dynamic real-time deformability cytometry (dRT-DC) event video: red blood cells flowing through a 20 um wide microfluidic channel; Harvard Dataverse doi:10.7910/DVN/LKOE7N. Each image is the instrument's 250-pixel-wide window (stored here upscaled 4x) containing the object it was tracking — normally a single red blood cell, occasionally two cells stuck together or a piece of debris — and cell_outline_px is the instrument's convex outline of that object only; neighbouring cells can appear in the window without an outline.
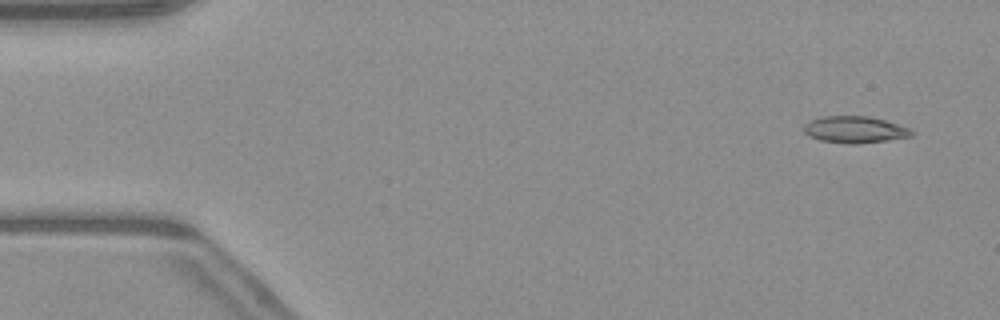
{"species": "common noctule bat (a hibernating species)", "species_latin": "Nyctalus noctula", "temperature_condition": "warm", "stored_images_in_passage": 50, "camera_frame_rate_fps": 3000, "um_per_image_px": 0.085, "animal": {"sex": "male", "body_mass_g": 23.1, "forearm_length_mm": 52.7}, "frame": {"image": 1, "passage_image": 3, "time_ms": 0.667, "image_size_px": [1000, 320], "cell_outline_px": [[912, 136], [888, 140], [856, 144], [852, 144], [820, 140], [808, 136], [804, 132], [804, 124], [808, 120], [820, 116], [868, 116], [884, 120], [912, 128]], "centroid_in_image_um": [72.63, 11.01], "position_along_channel_um": 12.4, "area_um2": 16.88}}
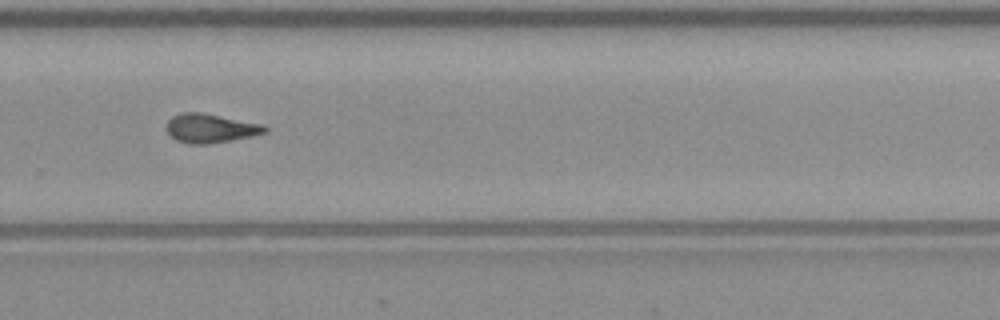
{"frame": {"image": 2, "passage_image": 34, "time_ms": 11.0, "image_size_px": [1000, 320], "cell_outline_px": [[268, 132], [252, 136], [232, 140], [204, 144], [188, 144], [176, 140], [168, 132], [168, 120], [172, 116], [184, 112], [200, 112], [260, 124], [268, 128]], "centroid_in_image_um": [17.89, 10.91], "position_along_channel_um": 311.9, "area_um2": 16.3}}
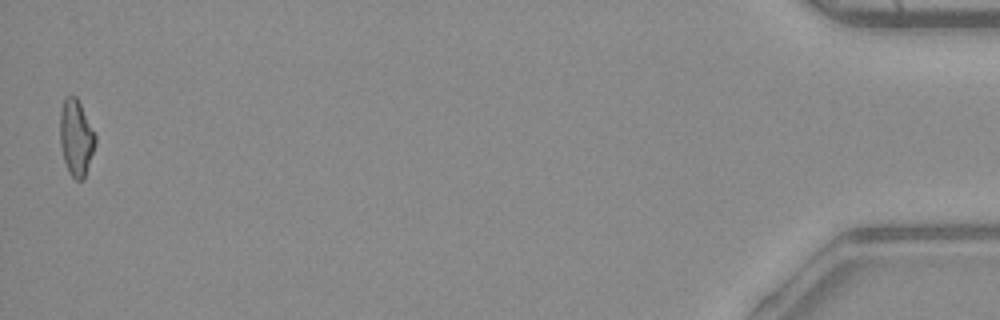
{"frame": {"image": 3, "passage_image": 50, "time_ms": 16.333, "image_size_px": [1000, 320], "cell_outline_px": [[96, 144], [84, 176], [80, 180], [76, 180], [68, 172], [64, 160], [60, 144], [60, 112], [64, 100], [68, 96], [76, 96], [96, 136]], "centroid_in_image_um": [6.46, 11.71], "position_along_channel_um": 428.7, "area_um2": 15.37}, "authors_computed_cell_mechanics": {"area_um2": 16.2129, "velocity_mm_per_s": 4.09, "shape_relaxation_time_tau1_ms": null, "shape_relaxation_time_tau2_ms": 3.562, "deformation_change_tau1": null, "deformation_change_tau2": 0.1226}}